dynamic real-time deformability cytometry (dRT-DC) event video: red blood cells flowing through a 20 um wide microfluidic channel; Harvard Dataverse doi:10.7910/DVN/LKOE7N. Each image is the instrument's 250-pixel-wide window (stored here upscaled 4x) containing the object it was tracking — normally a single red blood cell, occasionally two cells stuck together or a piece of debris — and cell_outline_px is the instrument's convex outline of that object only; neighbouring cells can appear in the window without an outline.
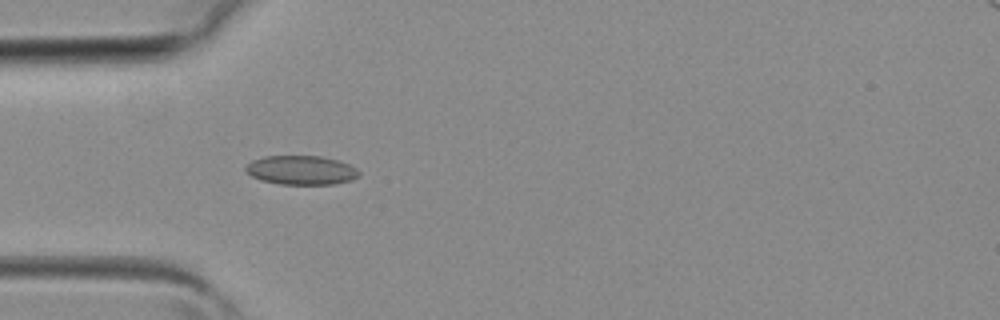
{"species": "common noctule bat (a hibernating species)", "species_latin": "Nyctalus noctula", "temperature_condition": "room temperature", "stored_images_in_passage": 4, "camera_frame_rate_fps": 3000, "um_per_image_px": 0.085, "animal": {"sex": "female", "body_mass_g": 19.3, "forearm_length_mm": 54.1}, "frame": {"image": 1, "passage_image": 4, "time_ms": 1.0, "image_size_px": [1000, 320], "cell_outline_px": [[360, 176], [352, 180], [332, 184], [280, 184], [260, 180], [252, 176], [244, 168], [252, 160], [264, 156], [320, 156], [340, 160], [356, 168], [360, 172]], "centroid_in_image_um": [25.63, 14.46], "position_along_channel_um": 59.4, "area_um2": 19.25}}